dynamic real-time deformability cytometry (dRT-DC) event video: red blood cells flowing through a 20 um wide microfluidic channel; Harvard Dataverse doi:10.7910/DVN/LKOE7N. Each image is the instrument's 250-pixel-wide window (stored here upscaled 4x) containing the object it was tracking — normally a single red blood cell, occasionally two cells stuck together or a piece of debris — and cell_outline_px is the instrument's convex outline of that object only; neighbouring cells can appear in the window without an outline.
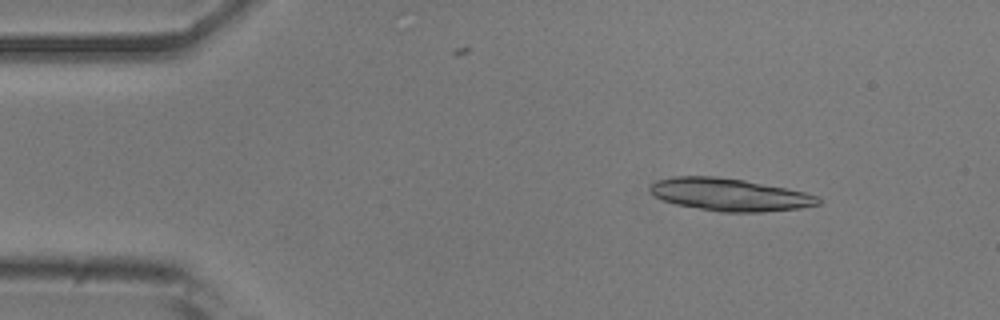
{"species": "common noctule bat (a hibernating species)", "species_latin": "Nyctalus noctula", "temperature_condition": "room temperature", "stored_images_in_passage": 50, "segment_of_instrument_passage": [1, 2], "camera_frame_rate_fps": 3000, "um_per_image_px": 0.085, "animal": {"sex": "male", "body_mass_g": 20.5, "forearm_length_mm": 52.5}, "frame": {"image": 1, "passage_image": 5, "time_ms": 1.333, "image_size_px": [1000, 320], "cell_outline_px": [[820, 204], [800, 208], [764, 212], [720, 212], [676, 204], [660, 200], [652, 196], [648, 192], [648, 188], [656, 180], [676, 176], [716, 176], [744, 180], [804, 192], [816, 196], [820, 200]], "centroid_in_image_um": [61.94, 16.54], "position_along_channel_um": 23.1, "area_um2": 31.91}}